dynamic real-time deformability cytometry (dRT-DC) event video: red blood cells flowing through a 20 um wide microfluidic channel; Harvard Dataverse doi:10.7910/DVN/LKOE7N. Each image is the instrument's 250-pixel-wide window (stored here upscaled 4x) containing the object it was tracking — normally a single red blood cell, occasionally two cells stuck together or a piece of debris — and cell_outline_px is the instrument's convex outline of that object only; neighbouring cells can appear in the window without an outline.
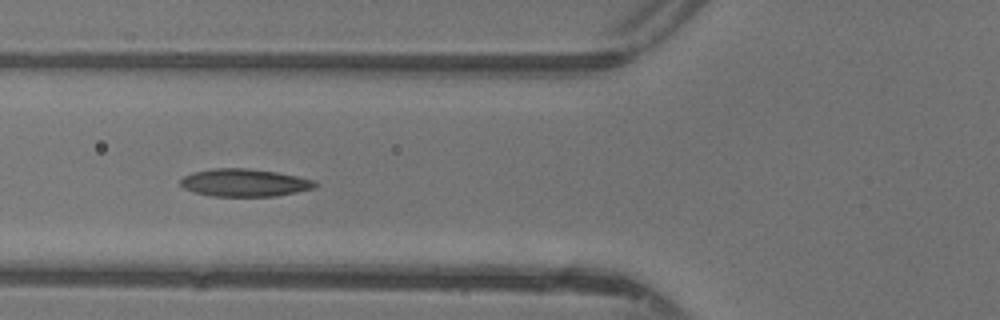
{"species": "common noctule bat (a hibernating species)", "species_latin": "Nyctalus noctula", "temperature_condition": "warm", "stored_images_in_passage": 33, "camera_frame_rate_fps": 3000, "um_per_image_px": 0.085, "animal": {"sex": "female"}, "frame": {"image": 1, "passage_image": 5, "time_ms": 1.333, "image_size_px": [1000, 320], "cell_outline_px": [[316, 188], [276, 196], [212, 196], [196, 192], [184, 188], [180, 184], [180, 180], [184, 176], [192, 172], [212, 168], [248, 168], [276, 172], [316, 180]], "centroid_in_image_um": [20.79, 15.52], "position_along_channel_um": 105.0, "area_um2": 21.68}}
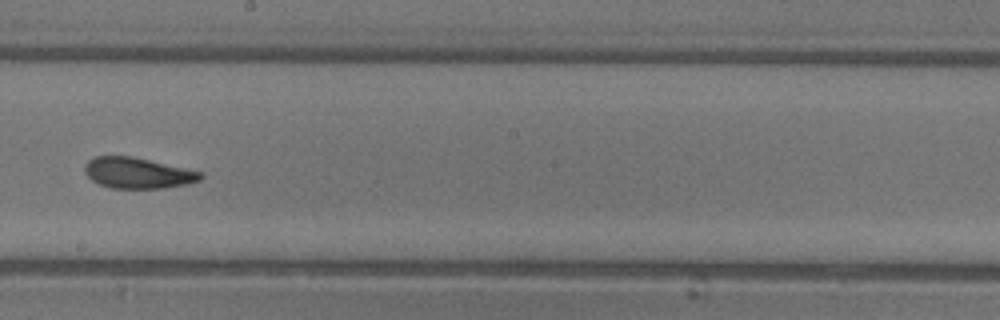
{"frame": {"image": 2, "passage_image": 14, "time_ms": 4.333, "image_size_px": [1000, 320], "cell_outline_px": [[204, 176], [200, 180], [188, 184], [164, 188], [108, 188], [92, 180], [84, 172], [84, 164], [88, 160], [96, 156], [132, 156], [204, 172]], "centroid_in_image_um": [11.72, 14.7], "position_along_channel_um": 236.5, "area_um2": 20.98}}
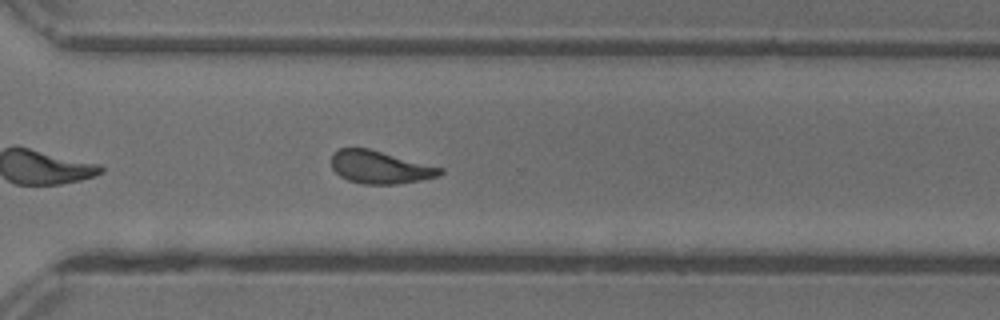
{"frame": {"image": 3, "passage_image": 21, "time_ms": 6.667, "image_size_px": [1000, 320], "cell_outline_px": [[444, 172], [440, 176], [420, 180], [396, 184], [364, 184], [348, 180], [340, 176], [332, 168], [332, 156], [340, 148], [368, 148], [444, 168]], "centroid_in_image_um": [32.33, 14.22], "position_along_channel_um": 338.3, "area_um2": 20.63}, "authors_computed_cell_mechanics": {"area_um2": 21.0392, "velocity_mm_per_s": 4.3751, "shape_relaxation_time_tau1_ms": 3.715, "shape_relaxation_time_tau2_ms": 2.2185, "deformation_change_tau1": 0.1611, "deformation_change_tau2": 0.1059}}